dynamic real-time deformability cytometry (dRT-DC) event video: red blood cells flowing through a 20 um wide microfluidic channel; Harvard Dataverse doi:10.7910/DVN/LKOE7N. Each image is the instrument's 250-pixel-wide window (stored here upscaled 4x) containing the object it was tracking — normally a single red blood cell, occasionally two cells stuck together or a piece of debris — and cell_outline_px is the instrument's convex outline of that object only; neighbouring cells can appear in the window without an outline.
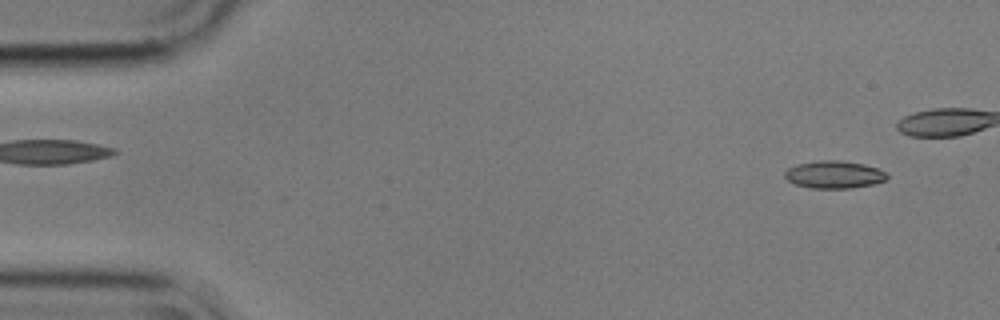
{"species": "common noctule bat (a hibernating species)", "species_latin": "Nyctalus noctula", "temperature_condition": "cold", "stored_images_in_passage": 44, "camera_frame_rate_fps": 3000, "um_per_image_px": 0.085, "animal": {"sex": "male", "body_mass_g": 17.9}, "frame": {"image": 1, "passage_image": 3, "time_ms": 0.667, "image_size_px": [1000, 320], "cell_outline_px": [[888, 180], [872, 184], [852, 188], [812, 188], [796, 184], [788, 180], [784, 176], [784, 172], [788, 168], [796, 164], [820, 160], [836, 160], [864, 164], [888, 172]], "centroid_in_image_um": [70.92, 14.84], "position_along_channel_um": 14.1, "area_um2": 16.42}}
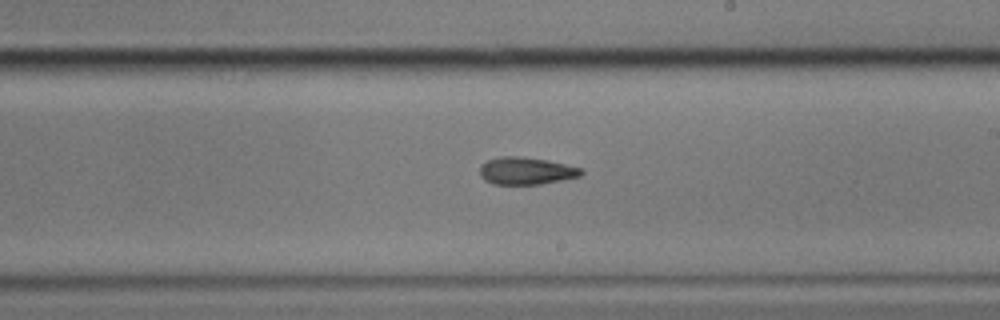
{"frame": {"image": 2, "passage_image": 31, "time_ms": 10.0, "image_size_px": [1000, 320], "cell_outline_px": [[584, 172], [580, 176], [540, 184], [492, 184], [484, 180], [480, 176], [480, 164], [488, 160], [500, 156], [516, 156], [548, 160], [580, 168]], "centroid_in_image_um": [44.67, 14.52], "position_along_channel_um": 244.3, "area_um2": 16.07}}
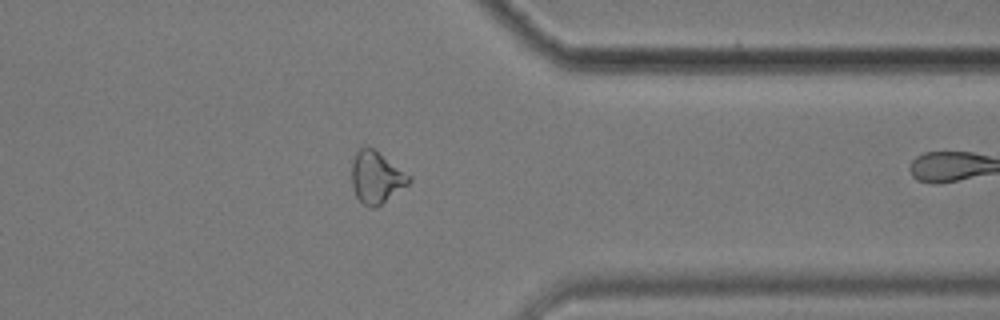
{"frame": {"image": 3, "passage_image": 43, "time_ms": 14.0, "image_size_px": [1000, 320], "cell_outline_px": [[412, 180], [408, 184], [376, 208], [368, 208], [360, 204], [352, 188], [352, 160], [356, 152], [360, 148], [372, 148], [412, 176]], "centroid_in_image_um": [31.97, 15.12], "position_along_channel_um": 379.4, "area_um2": 17.34}}